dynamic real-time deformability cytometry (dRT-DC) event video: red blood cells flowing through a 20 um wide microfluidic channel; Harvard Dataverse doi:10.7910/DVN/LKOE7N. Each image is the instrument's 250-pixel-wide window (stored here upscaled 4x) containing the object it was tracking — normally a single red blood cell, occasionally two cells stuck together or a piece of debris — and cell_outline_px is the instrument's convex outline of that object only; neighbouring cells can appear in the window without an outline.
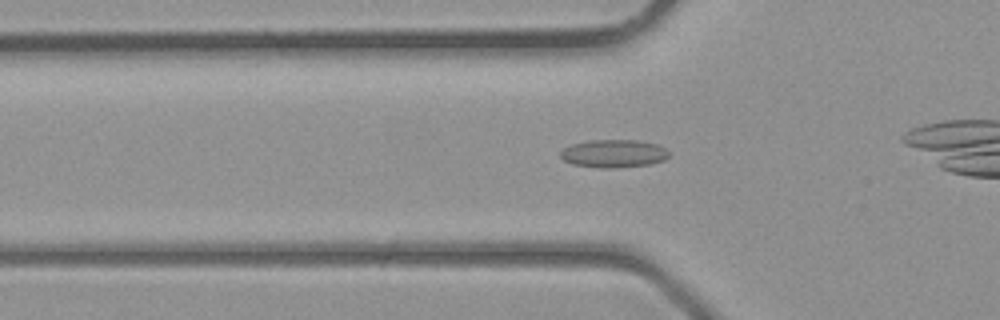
{"species": "common noctule bat (a hibernating species)", "species_latin": "Nyctalus noctula", "temperature_condition": "room temperature", "stored_images_in_passage": 30, "camera_frame_rate_fps": 3000, "um_per_image_px": 0.085, "animal": {"sex": "male", "body_mass_g": 23.1, "forearm_length_mm": 52.7}, "frame": {"image": 1, "passage_image": 11, "time_ms": 3.333, "image_size_px": [1000, 320], "cell_outline_px": [[668, 156], [664, 160], [652, 164], [616, 168], [600, 168], [572, 164], [564, 160], [560, 156], [560, 152], [564, 148], [572, 144], [588, 140], [636, 140], [656, 144], [664, 148], [668, 152]], "centroid_in_image_um": [52.15, 13.06], "position_along_channel_um": 73.7, "area_um2": 17.69}}
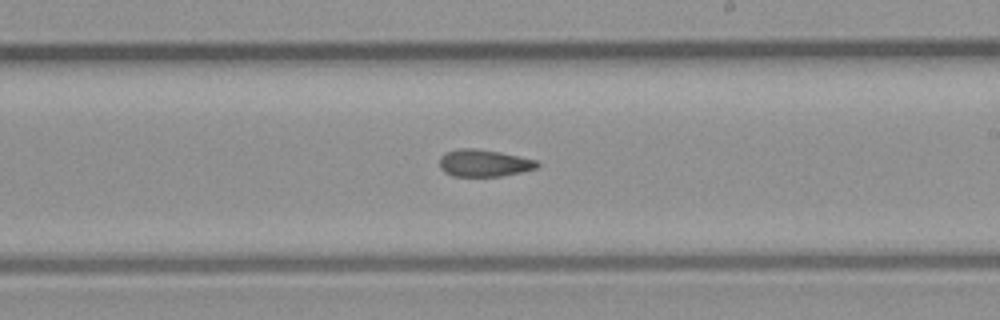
{"frame": {"image": 2, "passage_image": 21, "time_ms": 6.667, "image_size_px": [1000, 320], "cell_outline_px": [[540, 164], [536, 168], [520, 172], [500, 176], [452, 176], [444, 172], [440, 168], [440, 156], [444, 152], [456, 148], [476, 148], [500, 152], [536, 160]], "centroid_in_image_um": [41.08, 13.85], "position_along_channel_um": 247.9, "area_um2": 15.49}}
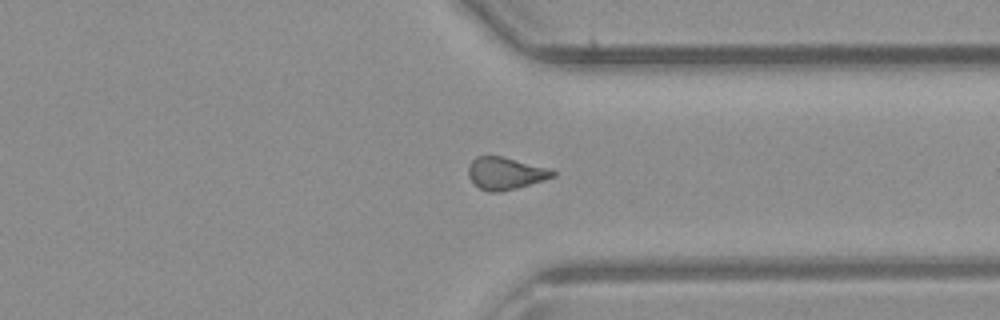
{"frame": {"image": 3, "passage_image": 28, "time_ms": 9.0, "image_size_px": [1000, 320], "cell_outline_px": [[556, 176], [544, 180], [516, 188], [500, 192], [488, 192], [480, 188], [468, 176], [468, 164], [476, 156], [500, 156], [552, 168], [556, 172]], "centroid_in_image_um": [42.99, 14.72], "position_along_channel_um": 368.4, "area_um2": 15.95}}